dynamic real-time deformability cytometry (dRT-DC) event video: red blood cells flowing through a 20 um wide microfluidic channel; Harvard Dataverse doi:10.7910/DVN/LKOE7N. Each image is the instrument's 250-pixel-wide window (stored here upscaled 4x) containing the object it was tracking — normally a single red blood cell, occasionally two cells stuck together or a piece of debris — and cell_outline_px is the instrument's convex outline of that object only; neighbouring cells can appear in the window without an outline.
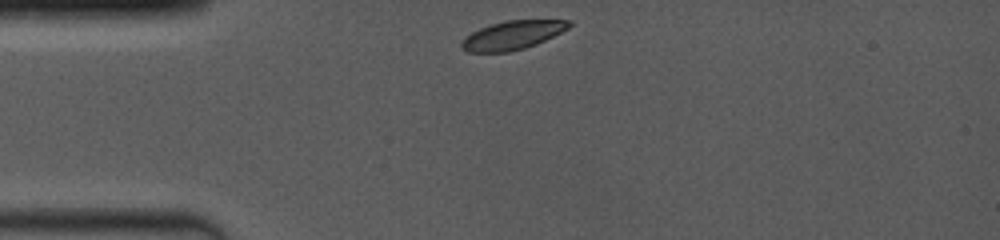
{"species": "common noctule bat (a hibernating species)", "species_latin": "Nyctalus noctula", "temperature_condition": "room temperature", "stored_images_in_passage": 30, "camera_frame_rate_fps": 4000, "um_per_image_px": 0.085, "animal": {"sex": "female", "body_mass_g": 19.0, "forearm_length_mm": 53.3}, "frame": {"image": 1, "passage_image": 1, "time_ms": 0.0, "image_size_px": [1000, 240], "cell_outline_px": [[572, 24], [568, 28], [536, 44], [524, 48], [508, 52], [468, 52], [460, 48], [460, 44], [464, 36], [480, 28], [504, 20], [572, 20]], "centroid_in_image_um": [43.51, 2.99], "position_along_channel_um": 41.5, "area_um2": 17.92}}
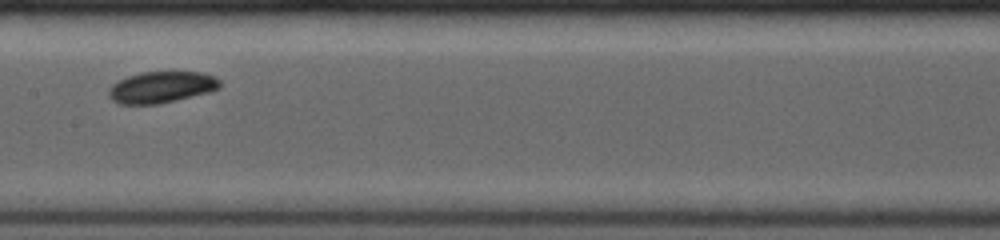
{"frame": {"image": 2, "passage_image": 18, "time_ms": 4.5, "image_size_px": [1000, 240], "cell_outline_px": [[220, 88], [208, 92], [160, 104], [120, 104], [112, 100], [108, 96], [108, 88], [112, 84], [128, 76], [140, 72], [204, 72], [216, 76], [220, 80]], "centroid_in_image_um": [13.72, 7.41], "position_along_channel_um": 193.7, "area_um2": 20.46}}
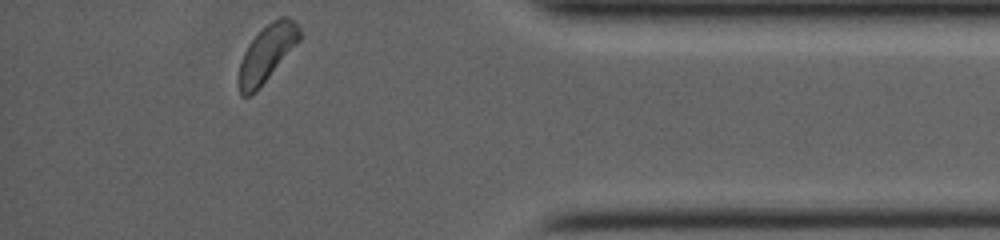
{"frame": {"image": 3, "passage_image": 30, "time_ms": 10.5, "image_size_px": [1000, 240], "cell_outline_px": [[300, 40], [268, 76], [248, 96], [240, 96], [236, 84], [236, 76], [240, 60], [248, 44], [272, 20], [280, 16], [288, 16], [300, 28]], "centroid_in_image_um": [22.62, 4.53], "position_along_channel_um": 412.6, "area_um2": 19.59}, "authors_computed_cell_mechanics": {"area_um2": 20.1722, "velocity_mm_per_s": 3.9545, "shape_relaxation_time_tau1_ms": 1.3485, "shape_relaxation_time_tau2_ms": null, "deformation_change_tau1": 0.0399, "deformation_change_tau2": null}}